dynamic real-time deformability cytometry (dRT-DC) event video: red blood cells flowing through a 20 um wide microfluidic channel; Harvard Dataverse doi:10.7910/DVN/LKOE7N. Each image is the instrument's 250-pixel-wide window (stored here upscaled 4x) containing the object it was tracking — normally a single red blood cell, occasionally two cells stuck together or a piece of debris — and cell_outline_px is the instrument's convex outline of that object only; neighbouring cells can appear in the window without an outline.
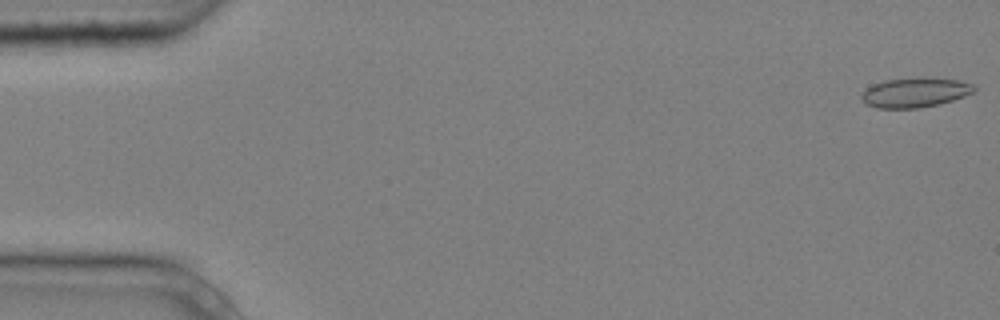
{"species": "common noctule bat (a hibernating species)", "species_latin": "Nyctalus noctula", "temperature_condition": "cold", "stored_images_in_passage": 6, "camera_frame_rate_fps": 3000, "um_per_image_px": 0.085, "animal": {"sex": "male", "body_mass_g": 20.4}, "frame": {"image": 1, "passage_image": 1, "time_ms": 0.0, "image_size_px": [1000, 320], "cell_outline_px": [[976, 88], [972, 92], [964, 96], [952, 100], [936, 104], [916, 108], [876, 108], [864, 104], [860, 100], [860, 96], [872, 84], [884, 80], [916, 76], [924, 76], [960, 80], [972, 84]], "centroid_in_image_um": [77.73, 7.83], "position_along_channel_um": 7.3, "area_um2": 19.77}}
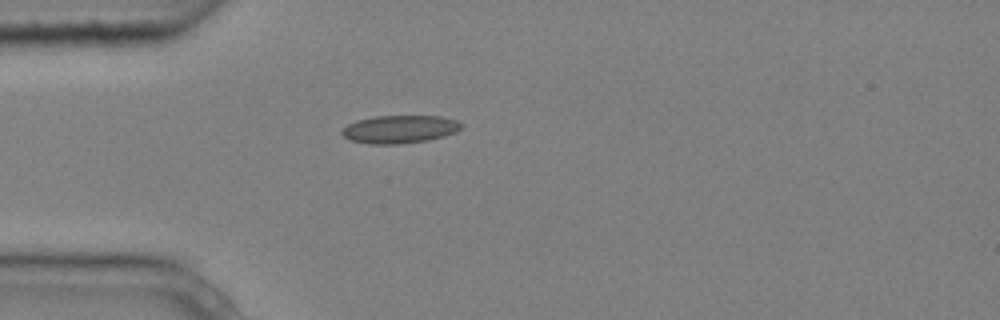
{"frame": {"image": 2, "passage_image": 5, "time_ms": 1.333, "image_size_px": [1000, 320], "cell_outline_px": [[464, 124], [456, 132], [444, 136], [428, 140], [396, 144], [368, 144], [352, 140], [344, 136], [340, 132], [340, 128], [356, 120], [376, 116], [440, 116], [456, 120]], "centroid_in_image_um": [33.95, 10.98], "position_along_channel_um": 51.0, "area_um2": 19.48}}